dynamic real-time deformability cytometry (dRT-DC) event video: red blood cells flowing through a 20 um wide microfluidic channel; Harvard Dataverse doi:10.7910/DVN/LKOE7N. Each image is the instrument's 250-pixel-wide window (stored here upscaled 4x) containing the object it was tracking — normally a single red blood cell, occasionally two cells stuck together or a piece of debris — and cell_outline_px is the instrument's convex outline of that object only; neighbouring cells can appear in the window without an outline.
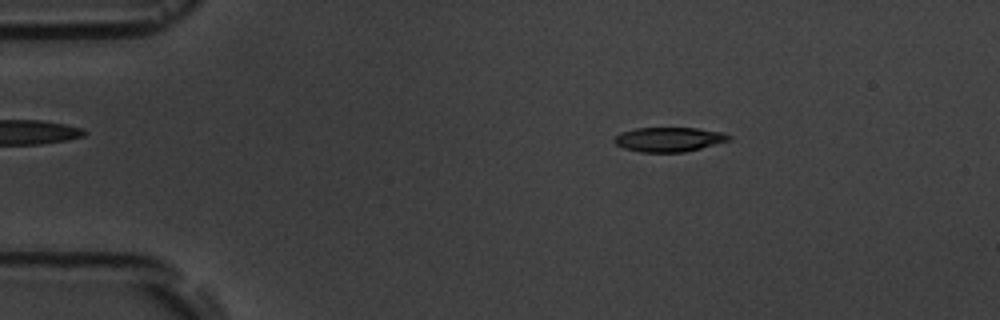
{"species": "common noctule bat (a hibernating species)", "species_latin": "Nyctalus noctula", "temperature_condition": "room temperature", "stored_images_in_passage": 4, "camera_frame_rate_fps": 3000, "um_per_image_px": 0.085, "animal": {"sex": "male", "body_mass_g": 19.5, "forearm_length_mm": 54.6}, "frame": {"image": 1, "passage_image": 2, "time_ms": 1.0, "image_size_px": [1000, 320], "cell_outline_px": [[732, 140], [684, 152], [640, 152], [624, 148], [616, 144], [612, 140], [620, 132], [636, 128], [696, 128], [720, 132], [732, 136]], "centroid_in_image_um": [56.85, 11.85], "position_along_channel_um": 28.2, "area_um2": 16.3}}